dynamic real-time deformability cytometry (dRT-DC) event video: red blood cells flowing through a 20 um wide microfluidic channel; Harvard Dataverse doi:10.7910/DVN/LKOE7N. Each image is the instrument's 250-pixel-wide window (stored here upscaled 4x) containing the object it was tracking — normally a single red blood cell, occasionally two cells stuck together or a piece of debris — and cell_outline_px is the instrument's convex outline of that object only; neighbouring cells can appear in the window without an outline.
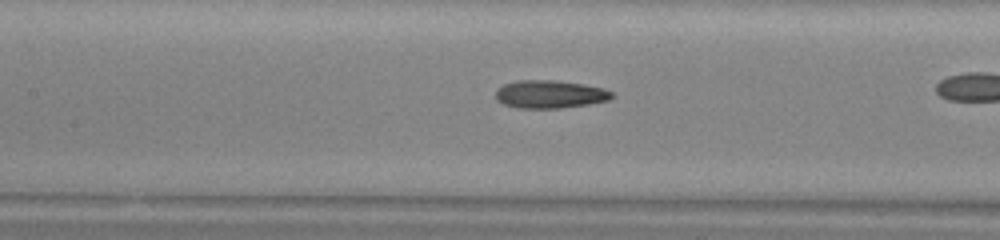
{"species": "common noctule bat (a hibernating species)", "species_latin": "Nyctalus noctula", "temperature_condition": "warm", "stored_images_in_passage": 39, "camera_frame_rate_fps": 3000, "um_per_image_px": 0.085, "animal": {"sex": "male", "body_mass_g": 13.0, "forearm_length_mm": 53.1}, "frame": {"image": 1, "passage_image": 23, "time_ms": 7.333, "image_size_px": [1000, 240], "cell_outline_px": [[612, 96], [608, 100], [588, 104], [560, 108], [520, 108], [504, 104], [496, 100], [496, 88], [504, 84], [516, 80], [552, 80], [584, 84], [604, 88], [612, 92]], "centroid_in_image_um": [46.71, 8.0], "position_along_channel_um": 160.7, "area_um2": 18.9}}